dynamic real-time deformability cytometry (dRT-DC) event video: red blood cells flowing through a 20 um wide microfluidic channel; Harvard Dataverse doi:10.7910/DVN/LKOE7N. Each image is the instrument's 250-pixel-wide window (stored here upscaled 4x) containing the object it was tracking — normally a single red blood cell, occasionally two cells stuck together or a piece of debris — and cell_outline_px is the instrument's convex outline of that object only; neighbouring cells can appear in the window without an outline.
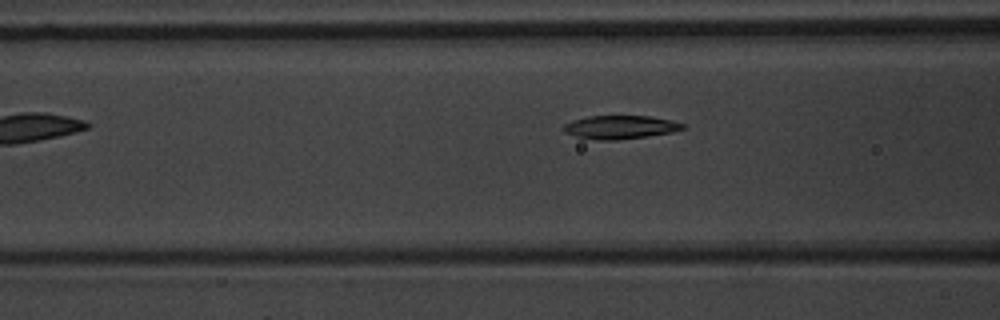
{"species": "common noctule bat (a hibernating species)", "species_latin": "Nyctalus noctula", "temperature_condition": "warm", "stored_images_in_passage": 3, "camera_frame_rate_fps": 3000, "um_per_image_px": 0.085, "animal": {"sex": "male", "body_mass_g": 20.1, "forearm_length_mm": 53.5}, "frame": {"image": 1, "passage_image": 3, "time_ms": 2.333, "image_size_px": [1000, 320], "cell_outline_px": [[684, 128], [672, 132], [616, 140], [596, 140], [576, 136], [564, 132], [564, 124], [572, 120], [588, 116], [648, 116], [672, 120], [684, 124]], "centroid_in_image_um": [52.69, 10.8], "position_along_channel_um": 113.9, "area_um2": 16.07}}